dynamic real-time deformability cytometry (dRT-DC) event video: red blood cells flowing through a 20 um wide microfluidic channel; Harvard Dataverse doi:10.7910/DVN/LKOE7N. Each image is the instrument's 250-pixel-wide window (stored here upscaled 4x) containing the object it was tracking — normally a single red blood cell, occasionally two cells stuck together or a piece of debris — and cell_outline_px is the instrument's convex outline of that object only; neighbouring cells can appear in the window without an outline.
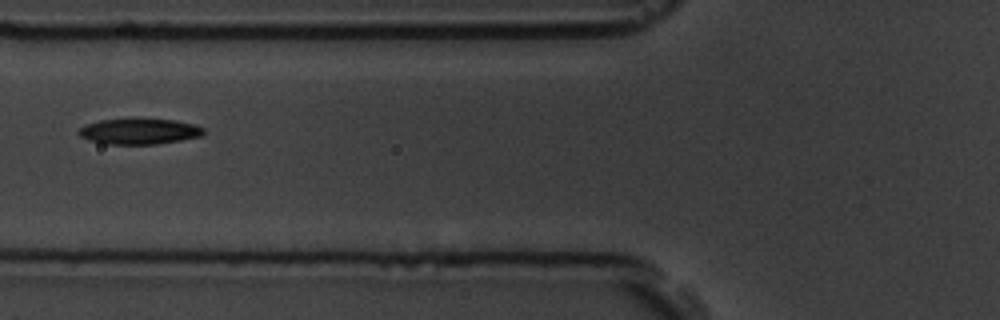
{"species": "common noctule bat (a hibernating species)", "species_latin": "Nyctalus noctula", "temperature_condition": "room temperature", "stored_images_in_passage": 4, "camera_frame_rate_fps": 3000, "um_per_image_px": 0.085, "animal": {"sex": "male", "body_mass_g": 19.5, "forearm_length_mm": 54.6}, "frame": {"image": 1, "passage_image": 2, "time_ms": 1.333, "image_size_px": [1000, 320], "cell_outline_px": [[204, 136], [156, 144], [108, 144], [88, 140], [80, 136], [76, 132], [84, 124], [100, 120], [176, 120], [196, 124], [204, 128]], "centroid_in_image_um": [11.85, 11.18], "position_along_channel_um": 114.0, "area_um2": 18.55}}
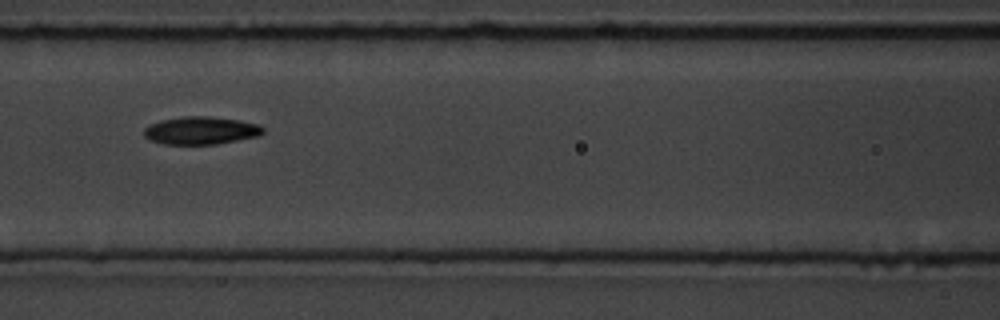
{"frame": {"image": 2, "passage_image": 3, "time_ms": 2.333, "image_size_px": [1000, 320], "cell_outline_px": [[264, 132], [260, 136], [216, 144], [164, 144], [148, 140], [144, 136], [144, 128], [152, 124], [164, 120], [184, 116], [208, 116], [240, 120], [256, 124], [264, 128]], "centroid_in_image_um": [17.09, 11.1], "position_along_channel_um": 149.5, "area_um2": 19.19}}
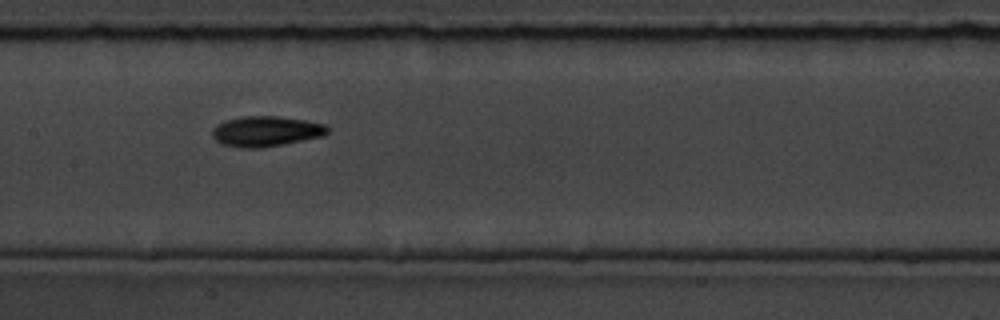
{"frame": {"image": 3, "passage_image": 4, "time_ms": 3.333, "image_size_px": [1000, 320], "cell_outline_px": [[328, 132], [324, 136], [284, 144], [260, 148], [240, 148], [224, 144], [216, 140], [212, 136], [212, 128], [216, 124], [240, 116], [280, 116], [304, 120], [324, 124], [328, 128]], "centroid_in_image_um": [22.6, 11.16], "position_along_channel_um": 184.8, "area_um2": 20.4}}